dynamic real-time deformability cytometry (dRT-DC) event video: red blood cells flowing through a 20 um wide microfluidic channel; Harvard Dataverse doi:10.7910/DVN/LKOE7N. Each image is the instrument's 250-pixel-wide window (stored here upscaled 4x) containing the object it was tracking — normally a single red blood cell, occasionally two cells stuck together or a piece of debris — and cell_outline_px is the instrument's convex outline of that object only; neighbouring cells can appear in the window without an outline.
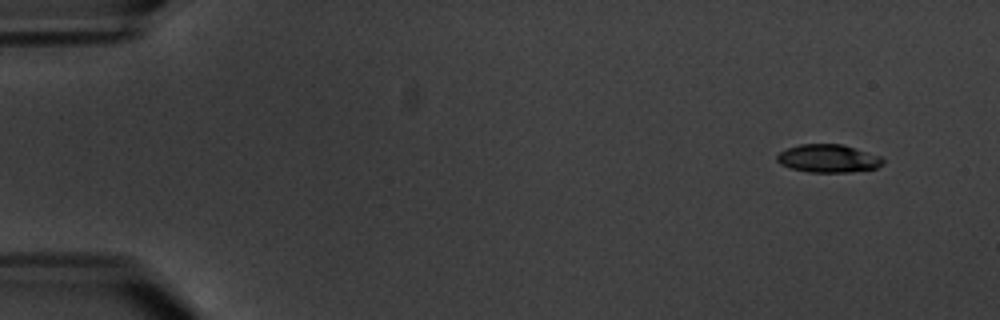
{"species": "common noctule bat (a hibernating species)", "species_latin": "Nyctalus noctula", "temperature_condition": "warm", "stored_images_in_passage": 6, "camera_frame_rate_fps": 3000, "um_per_image_px": 0.085, "animal": {"sex": "male", "body_mass_g": 20.1, "forearm_length_mm": 53.5}, "frame": {"image": 1, "passage_image": 1, "time_ms": 0.0, "image_size_px": [1000, 320], "cell_outline_px": [[884, 160], [876, 168], [848, 172], [808, 172], [792, 168], [780, 164], [776, 160], [776, 156], [780, 152], [788, 148], [800, 144], [844, 144], [880, 156]], "centroid_in_image_um": [70.38, 13.46], "position_along_channel_um": 14.6, "area_um2": 17.17}}